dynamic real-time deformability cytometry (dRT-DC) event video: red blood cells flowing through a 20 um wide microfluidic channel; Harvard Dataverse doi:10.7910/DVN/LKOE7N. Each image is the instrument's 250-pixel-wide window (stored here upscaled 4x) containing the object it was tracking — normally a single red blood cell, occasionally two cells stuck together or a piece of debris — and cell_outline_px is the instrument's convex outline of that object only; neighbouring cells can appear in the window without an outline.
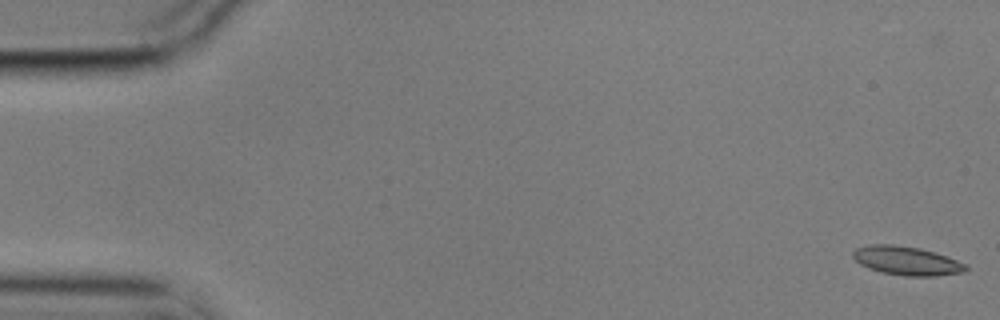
{"species": "common noctule bat (a hibernating species)", "species_latin": "Nyctalus noctula", "temperature_condition": "cold", "stored_images_in_passage": 14, "camera_frame_rate_fps": 3000, "um_per_image_px": 0.085, "animal": {"sex": "male", "body_mass_g": 17.9}, "frame": {"image": 1, "passage_image": 1, "time_ms": 0.0, "image_size_px": [1000, 320], "cell_outline_px": [[968, 268], [964, 272], [936, 276], [904, 276], [880, 272], [868, 268], [860, 264], [852, 256], [852, 252], [856, 248], [868, 244], [892, 244], [920, 248], [936, 252], [948, 256], [968, 264]], "centroid_in_image_um": [77.08, 22.16], "position_along_channel_um": 7.9, "area_um2": 19.25}}
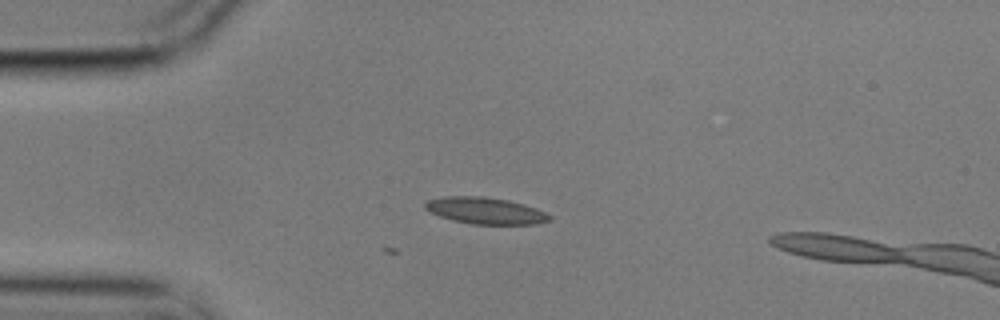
{"frame": {"image": 2, "passage_image": 14, "time_ms": 4.333, "image_size_px": [1000, 320], "cell_outline_px": [[552, 220], [536, 224], [472, 224], [452, 220], [428, 212], [424, 208], [424, 204], [428, 200], [444, 196], [484, 196], [508, 200], [524, 204], [536, 208], [552, 216]], "centroid_in_image_um": [41.25, 17.9], "position_along_channel_um": 43.8, "area_um2": 19.42}}